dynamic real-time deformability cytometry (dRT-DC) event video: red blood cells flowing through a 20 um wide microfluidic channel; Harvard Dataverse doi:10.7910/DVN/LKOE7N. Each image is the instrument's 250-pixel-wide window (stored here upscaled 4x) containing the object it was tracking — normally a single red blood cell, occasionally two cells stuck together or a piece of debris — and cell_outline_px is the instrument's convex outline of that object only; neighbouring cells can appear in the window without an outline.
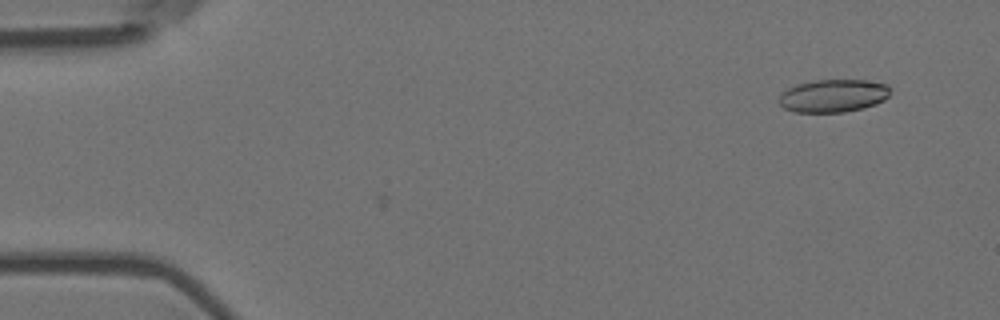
{"species": "Egyptian fruit bat (a non-hibernating species)", "species_latin": "Rousettus aegyptiacus", "temperature_condition": "room temperature", "stored_images_in_passage": 3, "camera_frame_rate_fps": 3000, "um_per_image_px": 0.085, "animal": {"sex": "female"}, "frame": {"image": 1, "passage_image": 3, "time_ms": 0.667, "image_size_px": [1000, 320], "cell_outline_px": [[892, 88], [888, 96], [884, 100], [876, 104], [864, 108], [844, 112], [792, 112], [784, 108], [776, 100], [788, 88], [796, 84], [812, 80], [864, 80], [888, 84]], "centroid_in_image_um": [70.83, 8.14], "position_along_channel_um": 14.2, "area_um2": 21.56}}